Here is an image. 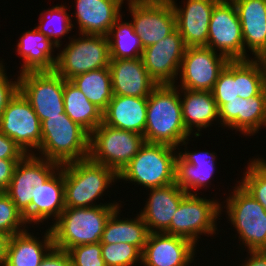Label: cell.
<instances>
[{"label":"cell","mask_w":266,"mask_h":266,"mask_svg":"<svg viewBox=\"0 0 266 266\" xmlns=\"http://www.w3.org/2000/svg\"><path fill=\"white\" fill-rule=\"evenodd\" d=\"M230 60L207 46L187 47L181 62L179 89L212 91L220 72Z\"/></svg>","instance_id":"obj_14"},{"label":"cell","mask_w":266,"mask_h":266,"mask_svg":"<svg viewBox=\"0 0 266 266\" xmlns=\"http://www.w3.org/2000/svg\"><path fill=\"white\" fill-rule=\"evenodd\" d=\"M29 229L9 237L3 266H40L43 258L54 247L51 228L41 239Z\"/></svg>","instance_id":"obj_25"},{"label":"cell","mask_w":266,"mask_h":266,"mask_svg":"<svg viewBox=\"0 0 266 266\" xmlns=\"http://www.w3.org/2000/svg\"><path fill=\"white\" fill-rule=\"evenodd\" d=\"M9 236L0 232V266L4 265Z\"/></svg>","instance_id":"obj_46"},{"label":"cell","mask_w":266,"mask_h":266,"mask_svg":"<svg viewBox=\"0 0 266 266\" xmlns=\"http://www.w3.org/2000/svg\"><path fill=\"white\" fill-rule=\"evenodd\" d=\"M101 251L106 266H136V263H142V252L128 243L101 244Z\"/></svg>","instance_id":"obj_37"},{"label":"cell","mask_w":266,"mask_h":266,"mask_svg":"<svg viewBox=\"0 0 266 266\" xmlns=\"http://www.w3.org/2000/svg\"><path fill=\"white\" fill-rule=\"evenodd\" d=\"M146 190L150 191L149 198L145 200V206L139 214L147 225L149 233H164L170 227L181 200L188 193L176 183Z\"/></svg>","instance_id":"obj_21"},{"label":"cell","mask_w":266,"mask_h":266,"mask_svg":"<svg viewBox=\"0 0 266 266\" xmlns=\"http://www.w3.org/2000/svg\"><path fill=\"white\" fill-rule=\"evenodd\" d=\"M218 199H207L198 194H187L176 210L170 227L164 232L181 236L198 244L201 235H216L217 219L222 214ZM209 235V236H208Z\"/></svg>","instance_id":"obj_9"},{"label":"cell","mask_w":266,"mask_h":266,"mask_svg":"<svg viewBox=\"0 0 266 266\" xmlns=\"http://www.w3.org/2000/svg\"><path fill=\"white\" fill-rule=\"evenodd\" d=\"M179 94L184 126L191 135L201 136V129L211 127L215 121L219 125V109L212 91L179 89Z\"/></svg>","instance_id":"obj_26"},{"label":"cell","mask_w":266,"mask_h":266,"mask_svg":"<svg viewBox=\"0 0 266 266\" xmlns=\"http://www.w3.org/2000/svg\"><path fill=\"white\" fill-rule=\"evenodd\" d=\"M57 162L26 154L16 165L11 183L5 191L30 224V205L40 187L60 167Z\"/></svg>","instance_id":"obj_10"},{"label":"cell","mask_w":266,"mask_h":266,"mask_svg":"<svg viewBox=\"0 0 266 266\" xmlns=\"http://www.w3.org/2000/svg\"><path fill=\"white\" fill-rule=\"evenodd\" d=\"M219 124L246 137L255 136L262 127H266V88L257 96L239 97L223 104L219 108Z\"/></svg>","instance_id":"obj_18"},{"label":"cell","mask_w":266,"mask_h":266,"mask_svg":"<svg viewBox=\"0 0 266 266\" xmlns=\"http://www.w3.org/2000/svg\"><path fill=\"white\" fill-rule=\"evenodd\" d=\"M148 97L113 95L103 111L108 126L144 135Z\"/></svg>","instance_id":"obj_27"},{"label":"cell","mask_w":266,"mask_h":266,"mask_svg":"<svg viewBox=\"0 0 266 266\" xmlns=\"http://www.w3.org/2000/svg\"><path fill=\"white\" fill-rule=\"evenodd\" d=\"M19 161L0 159V191L5 192L9 187L15 167Z\"/></svg>","instance_id":"obj_44"},{"label":"cell","mask_w":266,"mask_h":266,"mask_svg":"<svg viewBox=\"0 0 266 266\" xmlns=\"http://www.w3.org/2000/svg\"><path fill=\"white\" fill-rule=\"evenodd\" d=\"M19 91L29 101L40 122L65 113L64 78L55 71L19 74Z\"/></svg>","instance_id":"obj_11"},{"label":"cell","mask_w":266,"mask_h":266,"mask_svg":"<svg viewBox=\"0 0 266 266\" xmlns=\"http://www.w3.org/2000/svg\"><path fill=\"white\" fill-rule=\"evenodd\" d=\"M262 60L264 61L265 67H266V54L262 57Z\"/></svg>","instance_id":"obj_47"},{"label":"cell","mask_w":266,"mask_h":266,"mask_svg":"<svg viewBox=\"0 0 266 266\" xmlns=\"http://www.w3.org/2000/svg\"><path fill=\"white\" fill-rule=\"evenodd\" d=\"M113 95L148 97L158 83L149 75L142 58L110 59Z\"/></svg>","instance_id":"obj_22"},{"label":"cell","mask_w":266,"mask_h":266,"mask_svg":"<svg viewBox=\"0 0 266 266\" xmlns=\"http://www.w3.org/2000/svg\"><path fill=\"white\" fill-rule=\"evenodd\" d=\"M238 97L248 99L266 88V67L262 58L235 60Z\"/></svg>","instance_id":"obj_34"},{"label":"cell","mask_w":266,"mask_h":266,"mask_svg":"<svg viewBox=\"0 0 266 266\" xmlns=\"http://www.w3.org/2000/svg\"><path fill=\"white\" fill-rule=\"evenodd\" d=\"M70 81L99 109L107 108L113 96L109 67L91 70Z\"/></svg>","instance_id":"obj_32"},{"label":"cell","mask_w":266,"mask_h":266,"mask_svg":"<svg viewBox=\"0 0 266 266\" xmlns=\"http://www.w3.org/2000/svg\"><path fill=\"white\" fill-rule=\"evenodd\" d=\"M66 208L64 187V164L61 165L49 179L40 187L35 200L30 205V225L39 226L48 219L58 220Z\"/></svg>","instance_id":"obj_28"},{"label":"cell","mask_w":266,"mask_h":266,"mask_svg":"<svg viewBox=\"0 0 266 266\" xmlns=\"http://www.w3.org/2000/svg\"><path fill=\"white\" fill-rule=\"evenodd\" d=\"M68 254L72 266H106L101 251V243L77 245L70 248Z\"/></svg>","instance_id":"obj_40"},{"label":"cell","mask_w":266,"mask_h":266,"mask_svg":"<svg viewBox=\"0 0 266 266\" xmlns=\"http://www.w3.org/2000/svg\"><path fill=\"white\" fill-rule=\"evenodd\" d=\"M176 17V29L186 47L207 46L212 11L219 0H185L182 6L169 0Z\"/></svg>","instance_id":"obj_19"},{"label":"cell","mask_w":266,"mask_h":266,"mask_svg":"<svg viewBox=\"0 0 266 266\" xmlns=\"http://www.w3.org/2000/svg\"><path fill=\"white\" fill-rule=\"evenodd\" d=\"M117 180L118 175L110 167L95 163L89 157L64 164L66 208L121 204L116 201L104 204L96 202L106 190L109 192L108 188Z\"/></svg>","instance_id":"obj_2"},{"label":"cell","mask_w":266,"mask_h":266,"mask_svg":"<svg viewBox=\"0 0 266 266\" xmlns=\"http://www.w3.org/2000/svg\"><path fill=\"white\" fill-rule=\"evenodd\" d=\"M40 266H72V261L67 251L53 247L43 258Z\"/></svg>","instance_id":"obj_43"},{"label":"cell","mask_w":266,"mask_h":266,"mask_svg":"<svg viewBox=\"0 0 266 266\" xmlns=\"http://www.w3.org/2000/svg\"><path fill=\"white\" fill-rule=\"evenodd\" d=\"M122 16L115 21L107 35L110 59L141 58L143 46L140 37L131 22L122 21Z\"/></svg>","instance_id":"obj_33"},{"label":"cell","mask_w":266,"mask_h":266,"mask_svg":"<svg viewBox=\"0 0 266 266\" xmlns=\"http://www.w3.org/2000/svg\"><path fill=\"white\" fill-rule=\"evenodd\" d=\"M130 21L144 48L156 44L176 29V17L169 0H127Z\"/></svg>","instance_id":"obj_12"},{"label":"cell","mask_w":266,"mask_h":266,"mask_svg":"<svg viewBox=\"0 0 266 266\" xmlns=\"http://www.w3.org/2000/svg\"><path fill=\"white\" fill-rule=\"evenodd\" d=\"M192 241L167 233H149L142 251L144 266H189L196 257Z\"/></svg>","instance_id":"obj_17"},{"label":"cell","mask_w":266,"mask_h":266,"mask_svg":"<svg viewBox=\"0 0 266 266\" xmlns=\"http://www.w3.org/2000/svg\"><path fill=\"white\" fill-rule=\"evenodd\" d=\"M126 0H76L75 18L79 34L107 36L115 21L123 15Z\"/></svg>","instance_id":"obj_23"},{"label":"cell","mask_w":266,"mask_h":266,"mask_svg":"<svg viewBox=\"0 0 266 266\" xmlns=\"http://www.w3.org/2000/svg\"><path fill=\"white\" fill-rule=\"evenodd\" d=\"M225 206L227 221L236 229L238 241L247 251L266 250V210L238 182L234 185Z\"/></svg>","instance_id":"obj_6"},{"label":"cell","mask_w":266,"mask_h":266,"mask_svg":"<svg viewBox=\"0 0 266 266\" xmlns=\"http://www.w3.org/2000/svg\"><path fill=\"white\" fill-rule=\"evenodd\" d=\"M219 1L234 2L235 0H219Z\"/></svg>","instance_id":"obj_48"},{"label":"cell","mask_w":266,"mask_h":266,"mask_svg":"<svg viewBox=\"0 0 266 266\" xmlns=\"http://www.w3.org/2000/svg\"><path fill=\"white\" fill-rule=\"evenodd\" d=\"M119 206L65 208L50 225L54 247L68 251L77 245L100 242L107 220Z\"/></svg>","instance_id":"obj_4"},{"label":"cell","mask_w":266,"mask_h":266,"mask_svg":"<svg viewBox=\"0 0 266 266\" xmlns=\"http://www.w3.org/2000/svg\"><path fill=\"white\" fill-rule=\"evenodd\" d=\"M21 212L5 192L0 194V232L9 237L28 229ZM27 227V228H26Z\"/></svg>","instance_id":"obj_38"},{"label":"cell","mask_w":266,"mask_h":266,"mask_svg":"<svg viewBox=\"0 0 266 266\" xmlns=\"http://www.w3.org/2000/svg\"><path fill=\"white\" fill-rule=\"evenodd\" d=\"M212 94L218 109L225 103L239 99L237 81H235V60H230L220 72Z\"/></svg>","instance_id":"obj_39"},{"label":"cell","mask_w":266,"mask_h":266,"mask_svg":"<svg viewBox=\"0 0 266 266\" xmlns=\"http://www.w3.org/2000/svg\"><path fill=\"white\" fill-rule=\"evenodd\" d=\"M186 48L181 34L175 29L156 44L144 48L141 58L158 84H175Z\"/></svg>","instance_id":"obj_16"},{"label":"cell","mask_w":266,"mask_h":266,"mask_svg":"<svg viewBox=\"0 0 266 266\" xmlns=\"http://www.w3.org/2000/svg\"><path fill=\"white\" fill-rule=\"evenodd\" d=\"M184 149L185 152L177 149L175 183L188 194H198V190H205L211 185L217 155L210 151H187V147Z\"/></svg>","instance_id":"obj_20"},{"label":"cell","mask_w":266,"mask_h":266,"mask_svg":"<svg viewBox=\"0 0 266 266\" xmlns=\"http://www.w3.org/2000/svg\"><path fill=\"white\" fill-rule=\"evenodd\" d=\"M176 149L166 144L145 142L118 175V181L136 183L146 189L175 183Z\"/></svg>","instance_id":"obj_5"},{"label":"cell","mask_w":266,"mask_h":266,"mask_svg":"<svg viewBox=\"0 0 266 266\" xmlns=\"http://www.w3.org/2000/svg\"><path fill=\"white\" fill-rule=\"evenodd\" d=\"M68 6L56 5L40 13L38 26L35 28L50 39L58 49L62 46L61 39L72 32L75 24H72ZM59 38V39H58Z\"/></svg>","instance_id":"obj_35"},{"label":"cell","mask_w":266,"mask_h":266,"mask_svg":"<svg viewBox=\"0 0 266 266\" xmlns=\"http://www.w3.org/2000/svg\"><path fill=\"white\" fill-rule=\"evenodd\" d=\"M3 64L5 63L0 61V117L9 101L19 91V74L17 75V79L15 77L16 81L13 78L10 79L7 76V71H5V65Z\"/></svg>","instance_id":"obj_41"},{"label":"cell","mask_w":266,"mask_h":266,"mask_svg":"<svg viewBox=\"0 0 266 266\" xmlns=\"http://www.w3.org/2000/svg\"><path fill=\"white\" fill-rule=\"evenodd\" d=\"M25 155L14 140L0 131V159L21 160Z\"/></svg>","instance_id":"obj_42"},{"label":"cell","mask_w":266,"mask_h":266,"mask_svg":"<svg viewBox=\"0 0 266 266\" xmlns=\"http://www.w3.org/2000/svg\"><path fill=\"white\" fill-rule=\"evenodd\" d=\"M79 36L69 37V43L57 53L54 71L65 80H71L91 70L109 67L110 51L107 36Z\"/></svg>","instance_id":"obj_7"},{"label":"cell","mask_w":266,"mask_h":266,"mask_svg":"<svg viewBox=\"0 0 266 266\" xmlns=\"http://www.w3.org/2000/svg\"><path fill=\"white\" fill-rule=\"evenodd\" d=\"M190 135L183 122L179 88L158 84L148 96L145 142L186 147Z\"/></svg>","instance_id":"obj_1"},{"label":"cell","mask_w":266,"mask_h":266,"mask_svg":"<svg viewBox=\"0 0 266 266\" xmlns=\"http://www.w3.org/2000/svg\"><path fill=\"white\" fill-rule=\"evenodd\" d=\"M41 144L34 155L60 165L89 157L90 134L65 113L41 122Z\"/></svg>","instance_id":"obj_3"},{"label":"cell","mask_w":266,"mask_h":266,"mask_svg":"<svg viewBox=\"0 0 266 266\" xmlns=\"http://www.w3.org/2000/svg\"><path fill=\"white\" fill-rule=\"evenodd\" d=\"M207 47L229 60H244L242 27L233 2L219 1L211 14Z\"/></svg>","instance_id":"obj_15"},{"label":"cell","mask_w":266,"mask_h":266,"mask_svg":"<svg viewBox=\"0 0 266 266\" xmlns=\"http://www.w3.org/2000/svg\"><path fill=\"white\" fill-rule=\"evenodd\" d=\"M246 252L248 253L247 257L243 261L244 263L240 264L241 266H266V250H250Z\"/></svg>","instance_id":"obj_45"},{"label":"cell","mask_w":266,"mask_h":266,"mask_svg":"<svg viewBox=\"0 0 266 266\" xmlns=\"http://www.w3.org/2000/svg\"><path fill=\"white\" fill-rule=\"evenodd\" d=\"M240 181H237L266 210V160L251 159Z\"/></svg>","instance_id":"obj_36"},{"label":"cell","mask_w":266,"mask_h":266,"mask_svg":"<svg viewBox=\"0 0 266 266\" xmlns=\"http://www.w3.org/2000/svg\"><path fill=\"white\" fill-rule=\"evenodd\" d=\"M55 48L58 47L35 27L22 33L16 49L24 62L18 73L54 71L57 61V56L53 55Z\"/></svg>","instance_id":"obj_29"},{"label":"cell","mask_w":266,"mask_h":266,"mask_svg":"<svg viewBox=\"0 0 266 266\" xmlns=\"http://www.w3.org/2000/svg\"><path fill=\"white\" fill-rule=\"evenodd\" d=\"M63 102L65 114L89 134L103 122V111L70 81L64 79Z\"/></svg>","instance_id":"obj_31"},{"label":"cell","mask_w":266,"mask_h":266,"mask_svg":"<svg viewBox=\"0 0 266 266\" xmlns=\"http://www.w3.org/2000/svg\"><path fill=\"white\" fill-rule=\"evenodd\" d=\"M121 206H119L106 222L103 234L100 239L101 244L128 243L136 246L141 252L147 242L149 231L140 214L136 218L120 217Z\"/></svg>","instance_id":"obj_30"},{"label":"cell","mask_w":266,"mask_h":266,"mask_svg":"<svg viewBox=\"0 0 266 266\" xmlns=\"http://www.w3.org/2000/svg\"><path fill=\"white\" fill-rule=\"evenodd\" d=\"M144 143L143 135L102 122L90 133L89 158L119 175Z\"/></svg>","instance_id":"obj_8"},{"label":"cell","mask_w":266,"mask_h":266,"mask_svg":"<svg viewBox=\"0 0 266 266\" xmlns=\"http://www.w3.org/2000/svg\"><path fill=\"white\" fill-rule=\"evenodd\" d=\"M240 19L244 60L251 59L246 52H252L253 58H262L266 54V0H235Z\"/></svg>","instance_id":"obj_24"},{"label":"cell","mask_w":266,"mask_h":266,"mask_svg":"<svg viewBox=\"0 0 266 266\" xmlns=\"http://www.w3.org/2000/svg\"><path fill=\"white\" fill-rule=\"evenodd\" d=\"M0 131L14 140L25 154H35V149L38 151L42 137L41 122L20 91L3 111L0 117Z\"/></svg>","instance_id":"obj_13"}]
</instances>
